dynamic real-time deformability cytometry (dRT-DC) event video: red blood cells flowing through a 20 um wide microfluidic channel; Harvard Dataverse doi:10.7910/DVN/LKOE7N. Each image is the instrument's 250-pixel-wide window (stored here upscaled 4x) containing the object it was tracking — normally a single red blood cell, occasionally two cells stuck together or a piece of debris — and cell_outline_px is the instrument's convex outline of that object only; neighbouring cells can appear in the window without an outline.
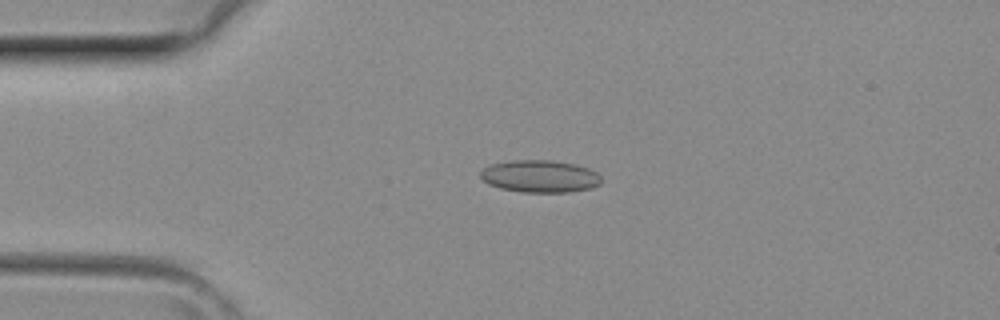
{"species": "common noctule bat (a hibernating species)", "species_latin": "Nyctalus noctula", "temperature_condition": "room temperature", "stored_images_in_passage": 2, "camera_frame_rate_fps": 3000, "um_per_image_px": 0.085, "animal": {"sex": "female", "body_mass_g": 29.2, "forearm_length_mm": 56.3}, "frame": {"image": 1, "passage_image": 1, "time_ms": 0.0, "image_size_px": [1000, 320], "cell_outline_px": [[600, 184], [592, 188], [568, 192], [520, 192], [500, 188], [488, 184], [480, 176], [480, 172], [484, 168], [492, 164], [512, 160], [552, 160], [576, 164], [588, 168], [596, 172], [600, 176]], "centroid_in_image_um": [45.9, 14.98], "position_along_channel_um": 39.1, "area_um2": 22.77}}